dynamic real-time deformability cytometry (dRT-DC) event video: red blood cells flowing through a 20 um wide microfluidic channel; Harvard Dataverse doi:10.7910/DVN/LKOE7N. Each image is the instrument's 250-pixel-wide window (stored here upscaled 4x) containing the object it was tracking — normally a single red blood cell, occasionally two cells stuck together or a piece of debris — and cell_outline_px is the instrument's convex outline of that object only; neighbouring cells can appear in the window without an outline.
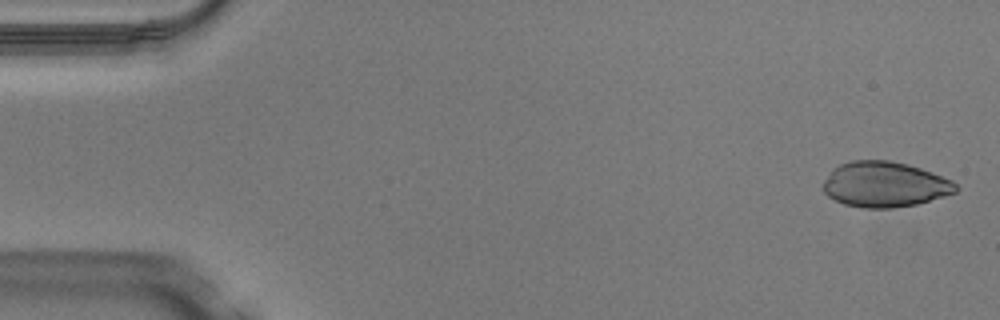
{"species": "Egyptian fruit bat (a non-hibernating species)", "species_latin": "Rousettus aegyptiacus", "temperature_condition": "warm", "stored_images_in_passage": 49, "camera_frame_rate_fps": 3000, "um_per_image_px": 0.085, "animal": {"sex": "male"}, "frame": {"image": 1, "passage_image": 2, "time_ms": 0.333, "image_size_px": [1000, 320], "cell_outline_px": [[960, 188], [956, 192], [944, 196], [916, 204], [892, 208], [864, 208], [844, 204], [828, 196], [824, 192], [824, 180], [832, 168], [840, 164], [852, 160], [888, 160], [908, 164], [932, 172], [952, 180]], "centroid_in_image_um": [75.2, 15.67], "position_along_channel_um": 9.8, "area_um2": 35.14}}